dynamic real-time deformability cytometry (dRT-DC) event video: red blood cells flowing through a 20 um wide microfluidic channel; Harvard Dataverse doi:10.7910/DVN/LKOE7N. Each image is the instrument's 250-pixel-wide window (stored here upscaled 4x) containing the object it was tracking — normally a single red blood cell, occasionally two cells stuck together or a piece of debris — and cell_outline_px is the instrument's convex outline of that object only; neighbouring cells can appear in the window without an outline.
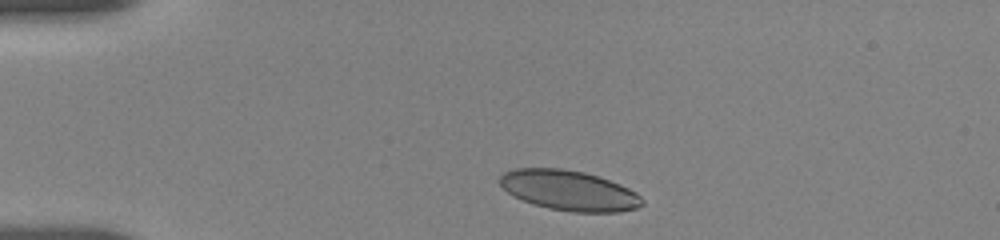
{"species": "human", "species_latin": "Homo sapiens", "temperature_condition": "room temperature", "stored_images_in_passage": 30, "camera_frame_rate_fps": 3000, "um_per_image_px": 0.085, "donor": {"sex": "female"}, "frame": {"image": 1, "passage_image": 1, "time_ms": 0.0, "image_size_px": [1000, 240], "cell_outline_px": [[644, 204], [636, 208], [620, 212], [572, 212], [548, 208], [532, 204], [508, 192], [496, 180], [504, 172], [516, 168], [560, 168], [584, 172], [620, 184], [636, 192], [644, 200]], "centroid_in_image_um": [48.37, 16.19], "position_along_channel_um": 36.6, "area_um2": 33.23}}
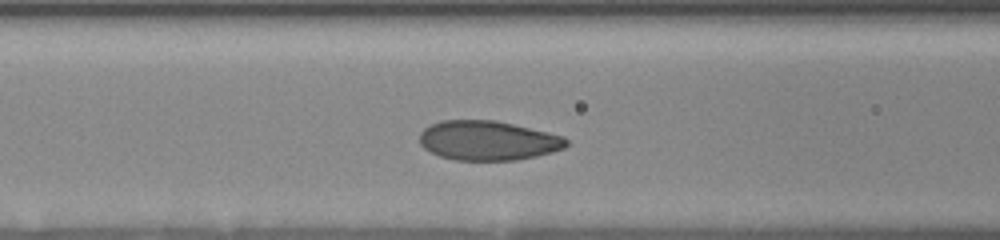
{"frame": {"image": 2, "passage_image": 20, "time_ms": 3.667, "image_size_px": [1000, 240], "cell_outline_px": [[568, 144], [564, 148], [552, 152], [536, 156], [516, 160], [456, 160], [440, 156], [424, 148], [420, 144], [420, 132], [424, 128], [440, 120], [496, 120], [564, 136], [568, 140]], "centroid_in_image_um": [41.48, 11.94], "position_along_channel_um": 125.1, "area_um2": 33.76}}
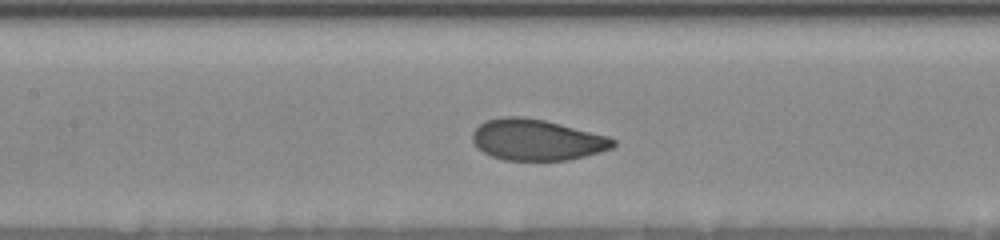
{"frame": {"image": 3, "passage_image": 25, "time_ms": 4.667, "image_size_px": [1000, 240], "cell_outline_px": [[616, 144], [612, 148], [600, 152], [568, 160], [504, 160], [492, 156], [484, 152], [472, 140], [472, 132], [480, 124], [488, 120], [504, 116], [524, 116], [544, 120], [608, 136], [616, 140]], "centroid_in_image_um": [45.64, 11.88], "position_along_channel_um": 161.8, "area_um2": 33.47}}